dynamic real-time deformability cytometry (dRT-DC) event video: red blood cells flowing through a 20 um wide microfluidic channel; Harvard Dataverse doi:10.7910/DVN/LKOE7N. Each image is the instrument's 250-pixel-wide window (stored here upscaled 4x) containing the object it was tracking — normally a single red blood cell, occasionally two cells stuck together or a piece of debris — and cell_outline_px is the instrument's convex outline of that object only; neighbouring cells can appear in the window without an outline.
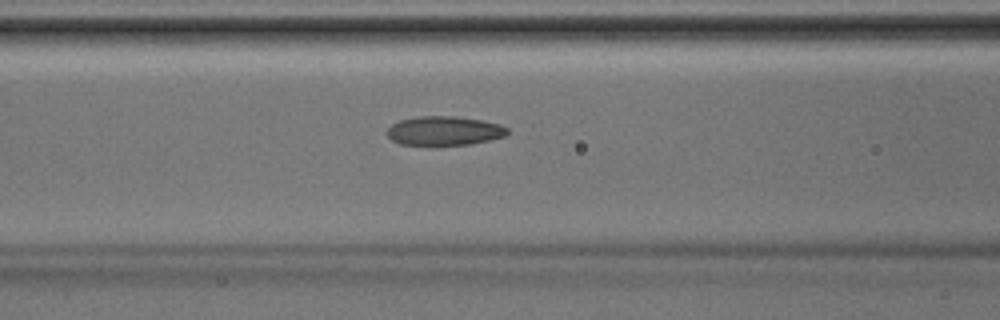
{"species": "Egyptian fruit bat (a non-hibernating species)", "species_latin": "Rousettus aegyptiacus", "temperature_condition": "room temperature", "stored_images_in_passage": 41, "camera_frame_rate_fps": 3000, "um_per_image_px": 0.085, "animal": {"sex": "male"}, "frame": {"image": 1, "passage_image": 17, "time_ms": 5.333, "image_size_px": [1000, 320], "cell_outline_px": [[508, 136], [472, 144], [400, 144], [392, 140], [384, 132], [392, 124], [400, 120], [416, 116], [456, 116], [484, 120], [500, 124], [508, 128]], "centroid_in_image_um": [37.79, 11.1], "position_along_channel_um": 128.8, "area_um2": 20.52}}
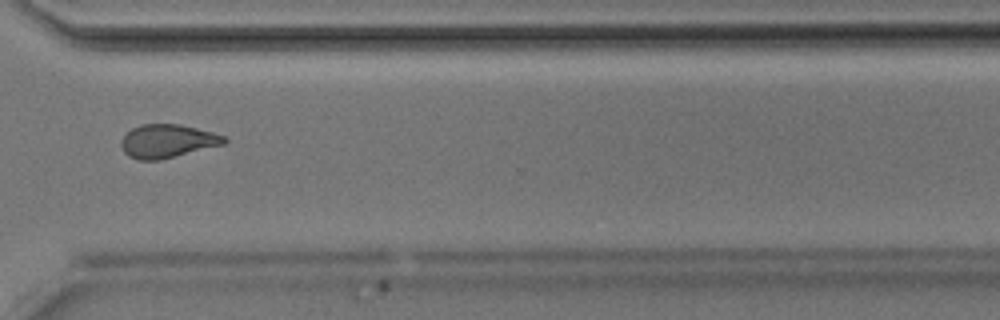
{"frame": {"image": 2, "passage_image": 31, "time_ms": 10.0, "image_size_px": [1000, 320], "cell_outline_px": [[228, 140], [224, 144], [160, 160], [140, 160], [128, 156], [124, 152], [120, 144], [120, 140], [132, 128], [140, 124], [180, 124], [212, 132], [224, 136]], "centroid_in_image_um": [14.21, 11.99], "position_along_channel_um": 356.4, "area_um2": 20.0}}
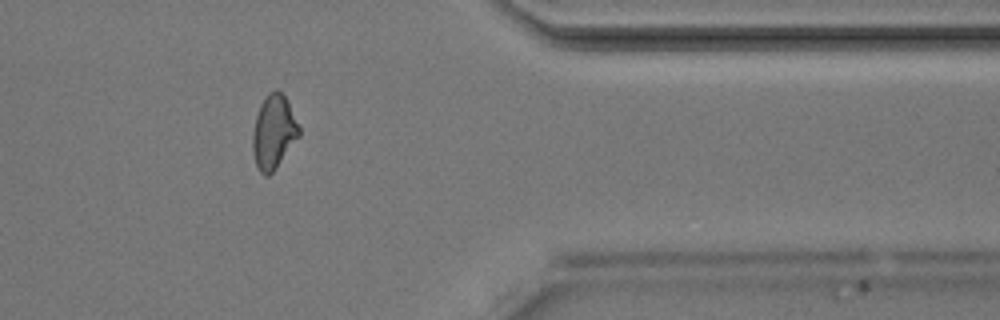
{"frame": {"image": 3, "passage_image": 34, "time_ms": 11.0, "image_size_px": [1000, 320], "cell_outline_px": [[300, 136], [272, 172], [268, 176], [264, 176], [260, 172], [256, 164], [252, 152], [252, 136], [256, 116], [260, 104], [268, 92], [276, 88], [288, 100], [300, 128]], "centroid_in_image_um": [23.26, 11.2], "position_along_channel_um": 388.1, "area_um2": 20.0}}